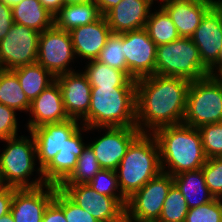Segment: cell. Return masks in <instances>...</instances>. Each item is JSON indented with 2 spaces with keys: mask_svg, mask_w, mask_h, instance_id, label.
Segmentation results:
<instances>
[{
  "mask_svg": "<svg viewBox=\"0 0 222 222\" xmlns=\"http://www.w3.org/2000/svg\"><path fill=\"white\" fill-rule=\"evenodd\" d=\"M191 81L154 74L136 80V127L153 134L166 126L182 124Z\"/></svg>",
  "mask_w": 222,
  "mask_h": 222,
  "instance_id": "cell-1",
  "label": "cell"
},
{
  "mask_svg": "<svg viewBox=\"0 0 222 222\" xmlns=\"http://www.w3.org/2000/svg\"><path fill=\"white\" fill-rule=\"evenodd\" d=\"M153 135L159 145L162 172L175 176L201 169L206 163L198 128L172 125L159 128Z\"/></svg>",
  "mask_w": 222,
  "mask_h": 222,
  "instance_id": "cell-2",
  "label": "cell"
},
{
  "mask_svg": "<svg viewBox=\"0 0 222 222\" xmlns=\"http://www.w3.org/2000/svg\"><path fill=\"white\" fill-rule=\"evenodd\" d=\"M85 127H136V87H92Z\"/></svg>",
  "mask_w": 222,
  "mask_h": 222,
  "instance_id": "cell-3",
  "label": "cell"
},
{
  "mask_svg": "<svg viewBox=\"0 0 222 222\" xmlns=\"http://www.w3.org/2000/svg\"><path fill=\"white\" fill-rule=\"evenodd\" d=\"M122 195L128 199L162 170L159 145L153 134L140 133L115 170Z\"/></svg>",
  "mask_w": 222,
  "mask_h": 222,
  "instance_id": "cell-4",
  "label": "cell"
},
{
  "mask_svg": "<svg viewBox=\"0 0 222 222\" xmlns=\"http://www.w3.org/2000/svg\"><path fill=\"white\" fill-rule=\"evenodd\" d=\"M28 134L0 141L4 145V149H0V175L4 186L22 189L46 184L42 169L36 164L35 139L30 132Z\"/></svg>",
  "mask_w": 222,
  "mask_h": 222,
  "instance_id": "cell-5",
  "label": "cell"
},
{
  "mask_svg": "<svg viewBox=\"0 0 222 222\" xmlns=\"http://www.w3.org/2000/svg\"><path fill=\"white\" fill-rule=\"evenodd\" d=\"M222 122V78L207 75L191 81L182 124L199 128Z\"/></svg>",
  "mask_w": 222,
  "mask_h": 222,
  "instance_id": "cell-6",
  "label": "cell"
},
{
  "mask_svg": "<svg viewBox=\"0 0 222 222\" xmlns=\"http://www.w3.org/2000/svg\"><path fill=\"white\" fill-rule=\"evenodd\" d=\"M156 74L195 81L209 75L191 38L157 46Z\"/></svg>",
  "mask_w": 222,
  "mask_h": 222,
  "instance_id": "cell-7",
  "label": "cell"
},
{
  "mask_svg": "<svg viewBox=\"0 0 222 222\" xmlns=\"http://www.w3.org/2000/svg\"><path fill=\"white\" fill-rule=\"evenodd\" d=\"M173 184V176L162 171L150 179L127 199L125 219L129 222H157Z\"/></svg>",
  "mask_w": 222,
  "mask_h": 222,
  "instance_id": "cell-8",
  "label": "cell"
},
{
  "mask_svg": "<svg viewBox=\"0 0 222 222\" xmlns=\"http://www.w3.org/2000/svg\"><path fill=\"white\" fill-rule=\"evenodd\" d=\"M77 61L69 31L53 25L40 33L36 62L55 78L75 71L76 66L74 67L72 64L78 63Z\"/></svg>",
  "mask_w": 222,
  "mask_h": 222,
  "instance_id": "cell-9",
  "label": "cell"
},
{
  "mask_svg": "<svg viewBox=\"0 0 222 222\" xmlns=\"http://www.w3.org/2000/svg\"><path fill=\"white\" fill-rule=\"evenodd\" d=\"M95 131L98 134L100 132V135L93 137L94 139L90 137L88 146L94 152L102 169L114 171L131 142L141 133L137 127H88L91 134Z\"/></svg>",
  "mask_w": 222,
  "mask_h": 222,
  "instance_id": "cell-10",
  "label": "cell"
},
{
  "mask_svg": "<svg viewBox=\"0 0 222 222\" xmlns=\"http://www.w3.org/2000/svg\"><path fill=\"white\" fill-rule=\"evenodd\" d=\"M40 32L14 23L0 41V69L12 70L36 63Z\"/></svg>",
  "mask_w": 222,
  "mask_h": 222,
  "instance_id": "cell-11",
  "label": "cell"
},
{
  "mask_svg": "<svg viewBox=\"0 0 222 222\" xmlns=\"http://www.w3.org/2000/svg\"><path fill=\"white\" fill-rule=\"evenodd\" d=\"M58 187L99 222H122L125 219V208L115 198L98 193L88 184H60Z\"/></svg>",
  "mask_w": 222,
  "mask_h": 222,
  "instance_id": "cell-12",
  "label": "cell"
},
{
  "mask_svg": "<svg viewBox=\"0 0 222 222\" xmlns=\"http://www.w3.org/2000/svg\"><path fill=\"white\" fill-rule=\"evenodd\" d=\"M123 47L127 75L131 79L156 74L157 45L145 28L123 33Z\"/></svg>",
  "mask_w": 222,
  "mask_h": 222,
  "instance_id": "cell-13",
  "label": "cell"
},
{
  "mask_svg": "<svg viewBox=\"0 0 222 222\" xmlns=\"http://www.w3.org/2000/svg\"><path fill=\"white\" fill-rule=\"evenodd\" d=\"M81 122L76 119H68L62 122L44 124L30 133L36 143L37 164L43 169L52 158L65 146L66 140L80 127Z\"/></svg>",
  "mask_w": 222,
  "mask_h": 222,
  "instance_id": "cell-14",
  "label": "cell"
},
{
  "mask_svg": "<svg viewBox=\"0 0 222 222\" xmlns=\"http://www.w3.org/2000/svg\"><path fill=\"white\" fill-rule=\"evenodd\" d=\"M56 185L45 184L37 188H13L10 213L14 222H41L44 211L53 200Z\"/></svg>",
  "mask_w": 222,
  "mask_h": 222,
  "instance_id": "cell-15",
  "label": "cell"
},
{
  "mask_svg": "<svg viewBox=\"0 0 222 222\" xmlns=\"http://www.w3.org/2000/svg\"><path fill=\"white\" fill-rule=\"evenodd\" d=\"M84 133H89L88 127L82 125L66 140L63 149L42 169L46 184L59 186L74 171L78 157L88 145V140H84L87 137Z\"/></svg>",
  "mask_w": 222,
  "mask_h": 222,
  "instance_id": "cell-16",
  "label": "cell"
},
{
  "mask_svg": "<svg viewBox=\"0 0 222 222\" xmlns=\"http://www.w3.org/2000/svg\"><path fill=\"white\" fill-rule=\"evenodd\" d=\"M55 80L60 86L67 115L81 121L88 114L91 102L92 86L86 75L78 69L59 75Z\"/></svg>",
  "mask_w": 222,
  "mask_h": 222,
  "instance_id": "cell-17",
  "label": "cell"
},
{
  "mask_svg": "<svg viewBox=\"0 0 222 222\" xmlns=\"http://www.w3.org/2000/svg\"><path fill=\"white\" fill-rule=\"evenodd\" d=\"M27 114L29 118L24 125L27 132L44 124L70 119L65 111L62 92L56 80L31 102Z\"/></svg>",
  "mask_w": 222,
  "mask_h": 222,
  "instance_id": "cell-18",
  "label": "cell"
},
{
  "mask_svg": "<svg viewBox=\"0 0 222 222\" xmlns=\"http://www.w3.org/2000/svg\"><path fill=\"white\" fill-rule=\"evenodd\" d=\"M191 39L198 47L203 64L210 69L222 48V13L215 6L202 18Z\"/></svg>",
  "mask_w": 222,
  "mask_h": 222,
  "instance_id": "cell-19",
  "label": "cell"
},
{
  "mask_svg": "<svg viewBox=\"0 0 222 222\" xmlns=\"http://www.w3.org/2000/svg\"><path fill=\"white\" fill-rule=\"evenodd\" d=\"M111 33L107 19L103 15L90 24L70 30L69 34L78 63H80L79 59L84 60L83 62L96 60Z\"/></svg>",
  "mask_w": 222,
  "mask_h": 222,
  "instance_id": "cell-20",
  "label": "cell"
},
{
  "mask_svg": "<svg viewBox=\"0 0 222 222\" xmlns=\"http://www.w3.org/2000/svg\"><path fill=\"white\" fill-rule=\"evenodd\" d=\"M214 0H168L161 7L171 17L180 37L191 38Z\"/></svg>",
  "mask_w": 222,
  "mask_h": 222,
  "instance_id": "cell-21",
  "label": "cell"
},
{
  "mask_svg": "<svg viewBox=\"0 0 222 222\" xmlns=\"http://www.w3.org/2000/svg\"><path fill=\"white\" fill-rule=\"evenodd\" d=\"M153 6L149 0H121L105 15L111 32L122 34L145 28Z\"/></svg>",
  "mask_w": 222,
  "mask_h": 222,
  "instance_id": "cell-22",
  "label": "cell"
},
{
  "mask_svg": "<svg viewBox=\"0 0 222 222\" xmlns=\"http://www.w3.org/2000/svg\"><path fill=\"white\" fill-rule=\"evenodd\" d=\"M173 182L185 197L189 209L215 199L205 183L202 168L175 175Z\"/></svg>",
  "mask_w": 222,
  "mask_h": 222,
  "instance_id": "cell-23",
  "label": "cell"
},
{
  "mask_svg": "<svg viewBox=\"0 0 222 222\" xmlns=\"http://www.w3.org/2000/svg\"><path fill=\"white\" fill-rule=\"evenodd\" d=\"M85 64L81 70L92 87H136V80L131 79L124 71L97 60H90Z\"/></svg>",
  "mask_w": 222,
  "mask_h": 222,
  "instance_id": "cell-24",
  "label": "cell"
},
{
  "mask_svg": "<svg viewBox=\"0 0 222 222\" xmlns=\"http://www.w3.org/2000/svg\"><path fill=\"white\" fill-rule=\"evenodd\" d=\"M11 9L14 23L40 33L54 25V16L43 7L39 0H23Z\"/></svg>",
  "mask_w": 222,
  "mask_h": 222,
  "instance_id": "cell-25",
  "label": "cell"
},
{
  "mask_svg": "<svg viewBox=\"0 0 222 222\" xmlns=\"http://www.w3.org/2000/svg\"><path fill=\"white\" fill-rule=\"evenodd\" d=\"M102 16L95 0L87 4L64 5L54 16V25L62 30L84 26L98 20Z\"/></svg>",
  "mask_w": 222,
  "mask_h": 222,
  "instance_id": "cell-26",
  "label": "cell"
},
{
  "mask_svg": "<svg viewBox=\"0 0 222 222\" xmlns=\"http://www.w3.org/2000/svg\"><path fill=\"white\" fill-rule=\"evenodd\" d=\"M12 71L17 75L21 88L30 102L39 96L56 79L37 62L17 67L12 69Z\"/></svg>",
  "mask_w": 222,
  "mask_h": 222,
  "instance_id": "cell-27",
  "label": "cell"
},
{
  "mask_svg": "<svg viewBox=\"0 0 222 222\" xmlns=\"http://www.w3.org/2000/svg\"><path fill=\"white\" fill-rule=\"evenodd\" d=\"M0 103L16 112L28 113L31 102L12 70L0 69Z\"/></svg>",
  "mask_w": 222,
  "mask_h": 222,
  "instance_id": "cell-28",
  "label": "cell"
},
{
  "mask_svg": "<svg viewBox=\"0 0 222 222\" xmlns=\"http://www.w3.org/2000/svg\"><path fill=\"white\" fill-rule=\"evenodd\" d=\"M145 29L157 46L173 42L180 38L171 17L161 6H156L151 10Z\"/></svg>",
  "mask_w": 222,
  "mask_h": 222,
  "instance_id": "cell-29",
  "label": "cell"
},
{
  "mask_svg": "<svg viewBox=\"0 0 222 222\" xmlns=\"http://www.w3.org/2000/svg\"><path fill=\"white\" fill-rule=\"evenodd\" d=\"M101 169L94 152L87 145L78 157L74 171L61 184H87Z\"/></svg>",
  "mask_w": 222,
  "mask_h": 222,
  "instance_id": "cell-30",
  "label": "cell"
},
{
  "mask_svg": "<svg viewBox=\"0 0 222 222\" xmlns=\"http://www.w3.org/2000/svg\"><path fill=\"white\" fill-rule=\"evenodd\" d=\"M185 197L173 184L165 198L160 218L157 222H185L188 213Z\"/></svg>",
  "mask_w": 222,
  "mask_h": 222,
  "instance_id": "cell-31",
  "label": "cell"
},
{
  "mask_svg": "<svg viewBox=\"0 0 222 222\" xmlns=\"http://www.w3.org/2000/svg\"><path fill=\"white\" fill-rule=\"evenodd\" d=\"M96 60L112 68L124 71L127 74L126 57L124 56L123 47V33H111Z\"/></svg>",
  "mask_w": 222,
  "mask_h": 222,
  "instance_id": "cell-32",
  "label": "cell"
},
{
  "mask_svg": "<svg viewBox=\"0 0 222 222\" xmlns=\"http://www.w3.org/2000/svg\"><path fill=\"white\" fill-rule=\"evenodd\" d=\"M87 184L98 193L113 197L124 208L126 207L127 199L122 195L119 188L116 171L101 169Z\"/></svg>",
  "mask_w": 222,
  "mask_h": 222,
  "instance_id": "cell-33",
  "label": "cell"
},
{
  "mask_svg": "<svg viewBox=\"0 0 222 222\" xmlns=\"http://www.w3.org/2000/svg\"><path fill=\"white\" fill-rule=\"evenodd\" d=\"M207 159L222 157V122L198 128Z\"/></svg>",
  "mask_w": 222,
  "mask_h": 222,
  "instance_id": "cell-34",
  "label": "cell"
},
{
  "mask_svg": "<svg viewBox=\"0 0 222 222\" xmlns=\"http://www.w3.org/2000/svg\"><path fill=\"white\" fill-rule=\"evenodd\" d=\"M53 200L63 209L67 222H99L73 202L58 186Z\"/></svg>",
  "mask_w": 222,
  "mask_h": 222,
  "instance_id": "cell-35",
  "label": "cell"
},
{
  "mask_svg": "<svg viewBox=\"0 0 222 222\" xmlns=\"http://www.w3.org/2000/svg\"><path fill=\"white\" fill-rule=\"evenodd\" d=\"M202 171L211 194L214 198L222 199V157L207 159Z\"/></svg>",
  "mask_w": 222,
  "mask_h": 222,
  "instance_id": "cell-36",
  "label": "cell"
},
{
  "mask_svg": "<svg viewBox=\"0 0 222 222\" xmlns=\"http://www.w3.org/2000/svg\"><path fill=\"white\" fill-rule=\"evenodd\" d=\"M185 222H222V199L188 209Z\"/></svg>",
  "mask_w": 222,
  "mask_h": 222,
  "instance_id": "cell-37",
  "label": "cell"
},
{
  "mask_svg": "<svg viewBox=\"0 0 222 222\" xmlns=\"http://www.w3.org/2000/svg\"><path fill=\"white\" fill-rule=\"evenodd\" d=\"M17 113L0 103V141L18 136V132L22 134L19 130Z\"/></svg>",
  "mask_w": 222,
  "mask_h": 222,
  "instance_id": "cell-38",
  "label": "cell"
},
{
  "mask_svg": "<svg viewBox=\"0 0 222 222\" xmlns=\"http://www.w3.org/2000/svg\"><path fill=\"white\" fill-rule=\"evenodd\" d=\"M13 24L11 7L0 0V41L7 35Z\"/></svg>",
  "mask_w": 222,
  "mask_h": 222,
  "instance_id": "cell-39",
  "label": "cell"
},
{
  "mask_svg": "<svg viewBox=\"0 0 222 222\" xmlns=\"http://www.w3.org/2000/svg\"><path fill=\"white\" fill-rule=\"evenodd\" d=\"M41 222H67L63 209L52 200L46 207Z\"/></svg>",
  "mask_w": 222,
  "mask_h": 222,
  "instance_id": "cell-40",
  "label": "cell"
},
{
  "mask_svg": "<svg viewBox=\"0 0 222 222\" xmlns=\"http://www.w3.org/2000/svg\"><path fill=\"white\" fill-rule=\"evenodd\" d=\"M13 199V187L3 186L0 188V217L10 212Z\"/></svg>",
  "mask_w": 222,
  "mask_h": 222,
  "instance_id": "cell-41",
  "label": "cell"
},
{
  "mask_svg": "<svg viewBox=\"0 0 222 222\" xmlns=\"http://www.w3.org/2000/svg\"><path fill=\"white\" fill-rule=\"evenodd\" d=\"M43 7L55 16L64 6L63 0H39Z\"/></svg>",
  "mask_w": 222,
  "mask_h": 222,
  "instance_id": "cell-42",
  "label": "cell"
},
{
  "mask_svg": "<svg viewBox=\"0 0 222 222\" xmlns=\"http://www.w3.org/2000/svg\"><path fill=\"white\" fill-rule=\"evenodd\" d=\"M121 0H95L99 11L105 16L113 7H115Z\"/></svg>",
  "mask_w": 222,
  "mask_h": 222,
  "instance_id": "cell-43",
  "label": "cell"
},
{
  "mask_svg": "<svg viewBox=\"0 0 222 222\" xmlns=\"http://www.w3.org/2000/svg\"><path fill=\"white\" fill-rule=\"evenodd\" d=\"M209 75L222 78V48L217 62L209 69Z\"/></svg>",
  "mask_w": 222,
  "mask_h": 222,
  "instance_id": "cell-44",
  "label": "cell"
},
{
  "mask_svg": "<svg viewBox=\"0 0 222 222\" xmlns=\"http://www.w3.org/2000/svg\"><path fill=\"white\" fill-rule=\"evenodd\" d=\"M94 0H63L64 5H69V4H87L90 2H93Z\"/></svg>",
  "mask_w": 222,
  "mask_h": 222,
  "instance_id": "cell-45",
  "label": "cell"
},
{
  "mask_svg": "<svg viewBox=\"0 0 222 222\" xmlns=\"http://www.w3.org/2000/svg\"><path fill=\"white\" fill-rule=\"evenodd\" d=\"M0 222H14L12 214L9 212L8 214L1 216Z\"/></svg>",
  "mask_w": 222,
  "mask_h": 222,
  "instance_id": "cell-46",
  "label": "cell"
},
{
  "mask_svg": "<svg viewBox=\"0 0 222 222\" xmlns=\"http://www.w3.org/2000/svg\"><path fill=\"white\" fill-rule=\"evenodd\" d=\"M7 6H9V7H13V6H15V5H17V4H19L21 1H23V0H2Z\"/></svg>",
  "mask_w": 222,
  "mask_h": 222,
  "instance_id": "cell-47",
  "label": "cell"
},
{
  "mask_svg": "<svg viewBox=\"0 0 222 222\" xmlns=\"http://www.w3.org/2000/svg\"><path fill=\"white\" fill-rule=\"evenodd\" d=\"M214 6L222 13V0H214Z\"/></svg>",
  "mask_w": 222,
  "mask_h": 222,
  "instance_id": "cell-48",
  "label": "cell"
},
{
  "mask_svg": "<svg viewBox=\"0 0 222 222\" xmlns=\"http://www.w3.org/2000/svg\"><path fill=\"white\" fill-rule=\"evenodd\" d=\"M153 5L158 4V6H161L163 3H166L168 0H149ZM157 2V3H156Z\"/></svg>",
  "mask_w": 222,
  "mask_h": 222,
  "instance_id": "cell-49",
  "label": "cell"
},
{
  "mask_svg": "<svg viewBox=\"0 0 222 222\" xmlns=\"http://www.w3.org/2000/svg\"><path fill=\"white\" fill-rule=\"evenodd\" d=\"M4 186L2 179H1V175H0V188H2Z\"/></svg>",
  "mask_w": 222,
  "mask_h": 222,
  "instance_id": "cell-50",
  "label": "cell"
}]
</instances>
